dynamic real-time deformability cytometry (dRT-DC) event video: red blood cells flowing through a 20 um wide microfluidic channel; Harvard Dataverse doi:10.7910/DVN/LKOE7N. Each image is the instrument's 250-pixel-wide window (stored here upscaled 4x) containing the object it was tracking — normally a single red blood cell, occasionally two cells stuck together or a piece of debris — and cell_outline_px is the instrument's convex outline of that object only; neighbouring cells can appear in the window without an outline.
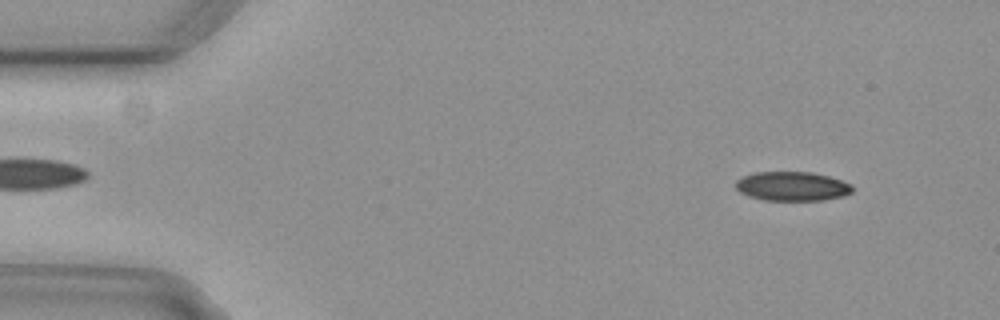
{"species": "common noctule bat (a hibernating species)", "species_latin": "Nyctalus noctula", "temperature_condition": "cold", "stored_images_in_passage": 4, "camera_frame_rate_fps": 3000, "um_per_image_px": 0.085, "animal": {"sex": "female", "body_mass_g": 29.2, "forearm_length_mm": 56.3}, "frame": {"image": 1, "passage_image": 1, "time_ms": 0.0, "image_size_px": [1000, 320], "cell_outline_px": [[852, 192], [844, 196], [820, 200], [764, 200], [748, 196], [740, 192], [736, 188], [736, 180], [744, 176], [756, 172], [812, 172], [828, 176], [852, 184]], "centroid_in_image_um": [67.33, 15.83], "position_along_channel_um": 17.7, "area_um2": 19.77}}
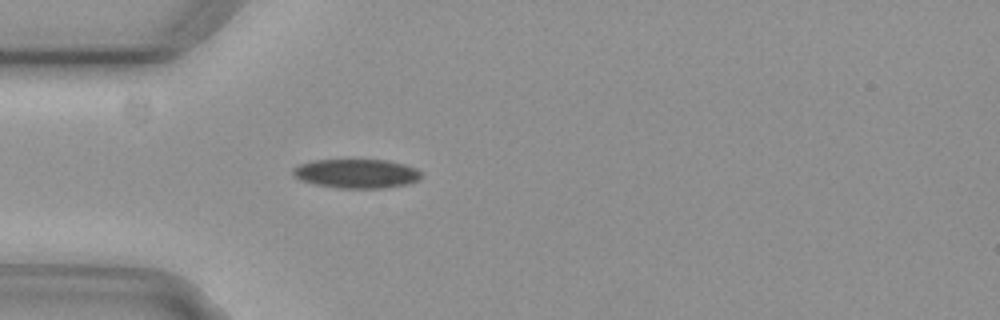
{"frame": {"image": 2, "passage_image": 4, "time_ms": 1.0, "image_size_px": [1000, 320], "cell_outline_px": [[420, 180], [408, 184], [384, 188], [340, 188], [316, 184], [300, 180], [292, 176], [292, 168], [300, 164], [312, 160], [384, 160], [404, 164], [416, 168], [420, 172]], "centroid_in_image_um": [30.28, 14.75], "position_along_channel_um": 54.7, "area_um2": 21.79}}